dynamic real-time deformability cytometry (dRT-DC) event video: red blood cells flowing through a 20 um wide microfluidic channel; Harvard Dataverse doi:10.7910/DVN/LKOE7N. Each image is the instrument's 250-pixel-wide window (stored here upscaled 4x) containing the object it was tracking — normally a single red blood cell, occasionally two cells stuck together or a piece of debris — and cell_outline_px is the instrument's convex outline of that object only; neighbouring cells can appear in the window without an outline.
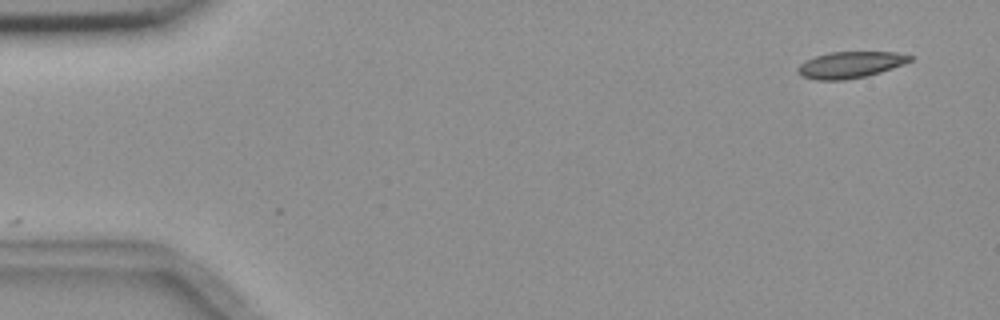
{"species": "common noctule bat (a hibernating species)", "species_latin": "Nyctalus noctula", "temperature_condition": "room temperature", "stored_images_in_passage": 6, "camera_frame_rate_fps": 3000, "um_per_image_px": 0.085, "animal": {"sex": "female", "body_mass_g": 18.4}, "frame": {"image": 1, "passage_image": 1, "time_ms": 0.0, "image_size_px": [1000, 320], "cell_outline_px": [[912, 60], [904, 64], [868, 76], [844, 80], [816, 80], [800, 76], [796, 72], [796, 68], [804, 60], [828, 52], [896, 52], [912, 56]], "centroid_in_image_um": [72.22, 5.51], "position_along_channel_um": 12.8, "area_um2": 17.46}}
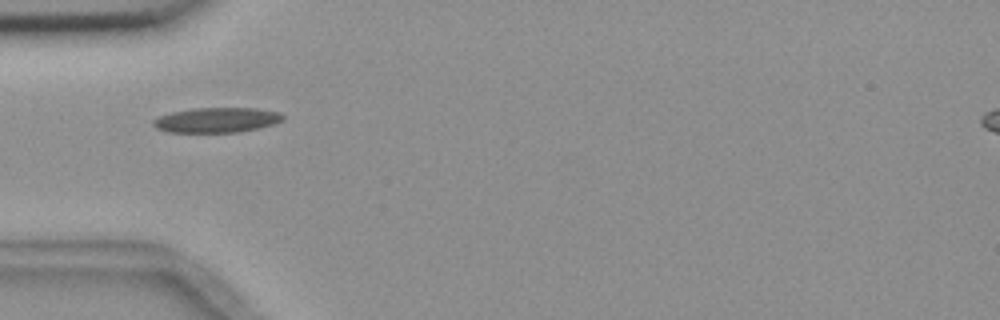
{"frame": {"image": 2, "passage_image": 4, "time_ms": 4.667, "image_size_px": [1000, 320], "cell_outline_px": [[284, 120], [260, 128], [240, 132], [168, 132], [156, 128], [152, 124], [152, 120], [160, 116], [172, 112], [192, 108], [256, 108], [280, 112], [284, 116]], "centroid_in_image_um": [18.43, 10.2], "position_along_channel_um": 66.6, "area_um2": 18.96}}
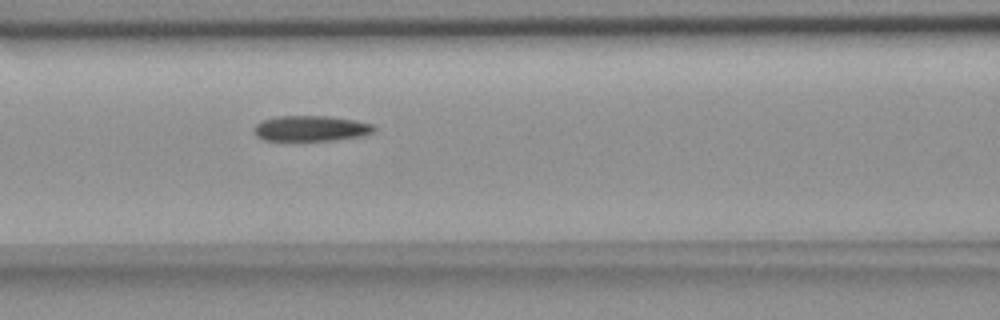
{"frame": {"image": 3, "passage_image": 6, "time_ms": 6.667, "image_size_px": [1000, 320], "cell_outline_px": [[376, 128], [372, 132], [360, 136], [336, 140], [264, 140], [256, 136], [252, 132], [252, 128], [260, 120], [276, 116], [328, 116], [356, 120], [372, 124]], "centroid_in_image_um": [26.37, 10.91], "position_along_channel_um": 140.2, "area_um2": 17.98}}